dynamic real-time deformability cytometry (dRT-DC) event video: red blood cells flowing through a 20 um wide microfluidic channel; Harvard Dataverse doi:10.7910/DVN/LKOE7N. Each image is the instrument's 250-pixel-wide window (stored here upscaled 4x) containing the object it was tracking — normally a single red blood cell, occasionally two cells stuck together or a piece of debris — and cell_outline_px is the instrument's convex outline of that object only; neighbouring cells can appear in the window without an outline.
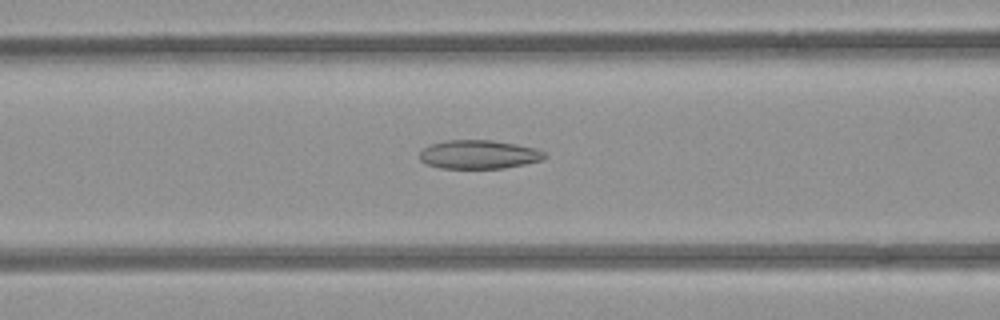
{"species": "common noctule bat (a hibernating species)", "species_latin": "Nyctalus noctula", "temperature_condition": "room temperature", "stored_images_in_passage": 52, "camera_frame_rate_fps": 3000, "um_per_image_px": 0.085, "animal": {"sex": "female", "body_mass_g": 21.9}, "frame": {"image": 1, "passage_image": 21, "time_ms": 6.667, "image_size_px": [1000, 320], "cell_outline_px": [[548, 156], [544, 160], [504, 168], [440, 168], [428, 164], [420, 160], [420, 152], [424, 148], [432, 144], [448, 140], [492, 140], [516, 144], [536, 148], [544, 152]], "centroid_in_image_um": [40.75, 13.13], "position_along_channel_um": 125.9, "area_um2": 20.87}}
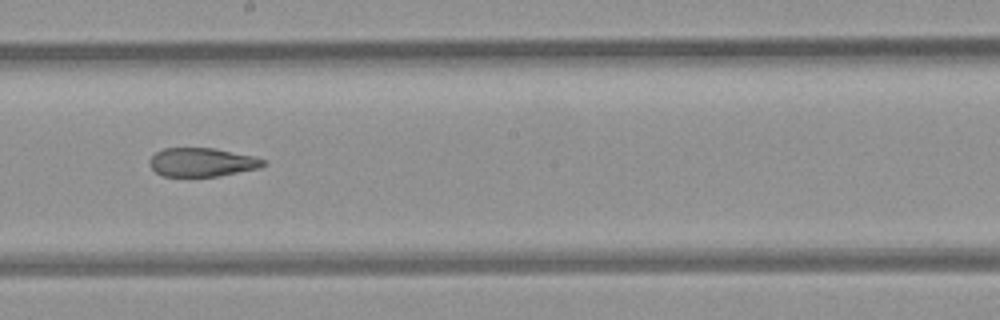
{"frame": {"image": 2, "passage_image": 29, "time_ms": 9.333, "image_size_px": [1000, 320], "cell_outline_px": [[268, 164], [260, 168], [216, 176], [164, 176], [156, 172], [148, 164], [148, 160], [156, 152], [164, 148], [216, 148], [256, 156], [268, 160]], "centroid_in_image_um": [17.22, 13.78], "position_along_channel_um": 231.0, "area_um2": 19.25}}
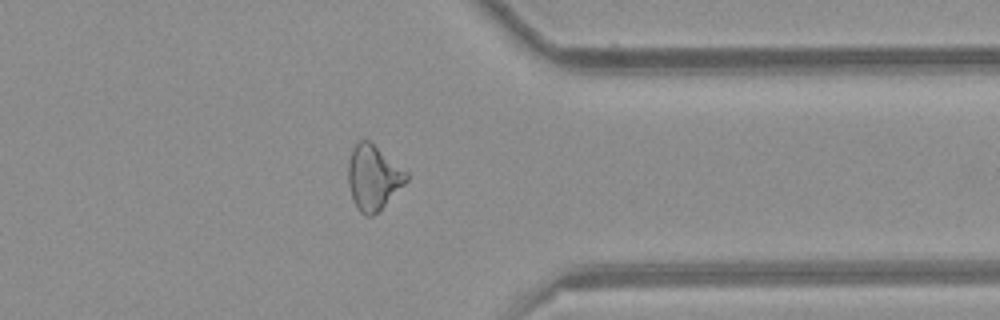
{"frame": {"image": 3, "passage_image": 41, "time_ms": 13.333, "image_size_px": [1000, 320], "cell_outline_px": [[408, 180], [372, 216], [364, 216], [360, 212], [352, 196], [348, 184], [348, 164], [352, 148], [360, 140], [368, 140], [408, 172]], "centroid_in_image_um": [31.71, 15.07], "position_along_channel_um": 379.7, "area_um2": 21.44}, "authors_computed_cell_mechanics": {"area_um2": 22.3686, "velocity_mm_per_s": 3.9377, "shape_relaxation_time_tau1_ms": null, "shape_relaxation_time_tau2_ms": 3.5814, "deformation_change_tau1": null, "deformation_change_tau2": 0.1241}}